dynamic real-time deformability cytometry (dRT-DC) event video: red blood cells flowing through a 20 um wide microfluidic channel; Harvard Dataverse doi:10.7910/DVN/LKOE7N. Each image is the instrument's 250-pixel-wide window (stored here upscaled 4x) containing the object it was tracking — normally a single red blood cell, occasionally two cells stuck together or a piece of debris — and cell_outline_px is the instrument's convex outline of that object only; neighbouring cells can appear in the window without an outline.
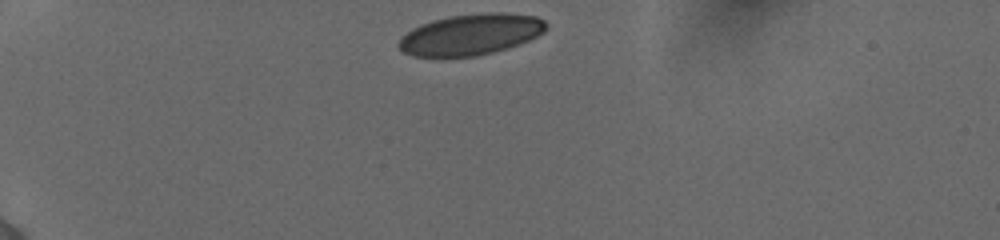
{"species": "human", "species_latin": "Homo sapiens", "temperature_condition": "cold", "stored_images_in_passage": 35, "camera_frame_rate_fps": 3000, "um_per_image_px": 0.085, "donor": {"sex": "female"}, "frame": {"image": 1, "passage_image": 1, "time_ms": 0.0, "image_size_px": [1000, 240], "cell_outline_px": [[548, 28], [544, 32], [520, 44], [508, 48], [476, 56], [412, 56], [404, 52], [396, 44], [400, 36], [412, 28], [420, 24], [432, 20], [448, 16], [484, 12], [500, 12], [536, 16], [544, 20], [548, 24]], "centroid_in_image_um": [40.0, 2.91], "position_along_channel_um": 45.0, "area_um2": 35.49}}
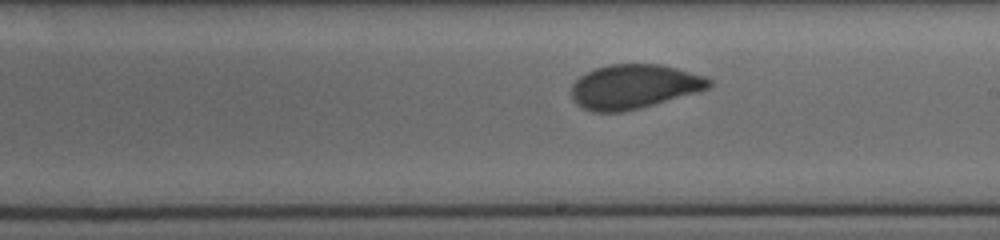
{"frame": {"image": 2, "passage_image": 20, "time_ms": 6.333, "image_size_px": [1000, 240], "cell_outline_px": [[712, 84], [708, 88], [696, 92], [640, 108], [620, 112], [592, 112], [576, 104], [572, 100], [572, 84], [580, 76], [596, 68], [608, 64], [660, 64], [676, 68], [704, 76], [712, 80]], "centroid_in_image_um": [53.86, 7.36], "position_along_channel_um": 235.1, "area_um2": 35.32}}
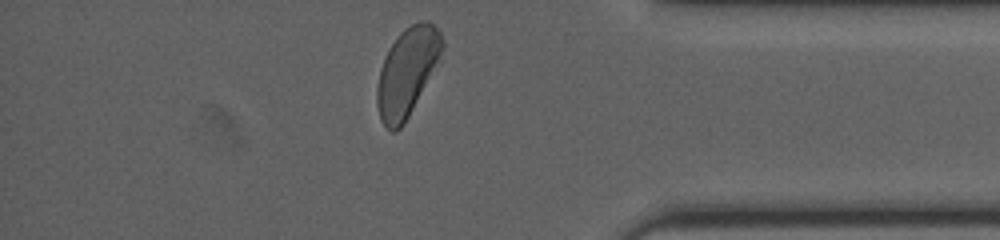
{"frame": {"image": 3, "passage_image": 34, "time_ms": 11.0, "image_size_px": [1000, 240], "cell_outline_px": [[444, 44], [404, 124], [396, 132], [392, 132], [380, 120], [376, 104], [376, 88], [380, 68], [384, 56], [396, 36], [404, 28], [420, 20], [428, 20], [440, 32]], "centroid_in_image_um": [34.52, 6.1], "position_along_channel_um": 400.7, "area_um2": 32.48}, "authors_computed_cell_mechanics": {"area_um2": 35.7204, "velocity_mm_per_s": 3.8654, "shape_relaxation_time_tau1_ms": 3.9983, "shape_relaxation_time_tau2_ms": null, "deformation_change_tau1": 0.1083, "deformation_change_tau2": null}}